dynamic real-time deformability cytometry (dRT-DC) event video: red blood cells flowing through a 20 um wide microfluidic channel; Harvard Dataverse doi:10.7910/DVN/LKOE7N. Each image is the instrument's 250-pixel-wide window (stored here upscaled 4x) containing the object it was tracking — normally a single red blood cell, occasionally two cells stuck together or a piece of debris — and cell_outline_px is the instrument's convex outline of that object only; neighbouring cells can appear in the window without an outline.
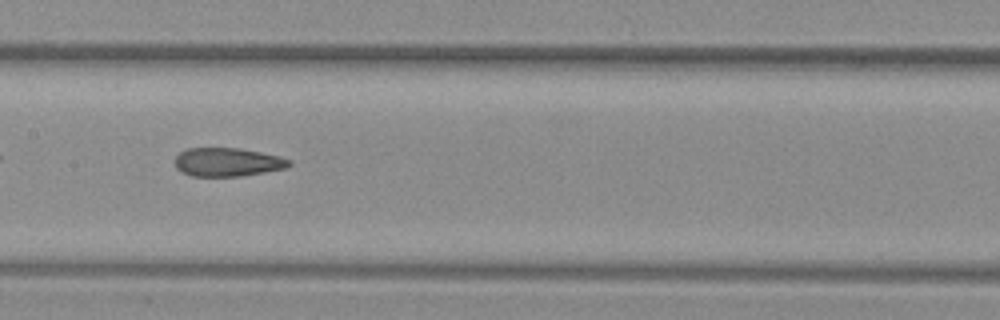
{"species": "common noctule bat (a hibernating species)", "species_latin": "Nyctalus noctula", "temperature_condition": "warm", "stored_images_in_passage": 36, "camera_frame_rate_fps": 3000, "um_per_image_px": 0.085, "animal": {"sex": "female", "body_mass_g": 29.2, "forearm_length_mm": 56.3}, "frame": {"image": 1, "passage_image": 11, "time_ms": 3.333, "image_size_px": [1000, 320], "cell_outline_px": [[292, 164], [288, 168], [240, 176], [192, 176], [180, 172], [176, 168], [172, 160], [180, 152], [188, 148], [240, 148], [280, 156], [292, 160]], "centroid_in_image_um": [19.33, 13.78], "position_along_channel_um": 188.1, "area_um2": 19.31}}
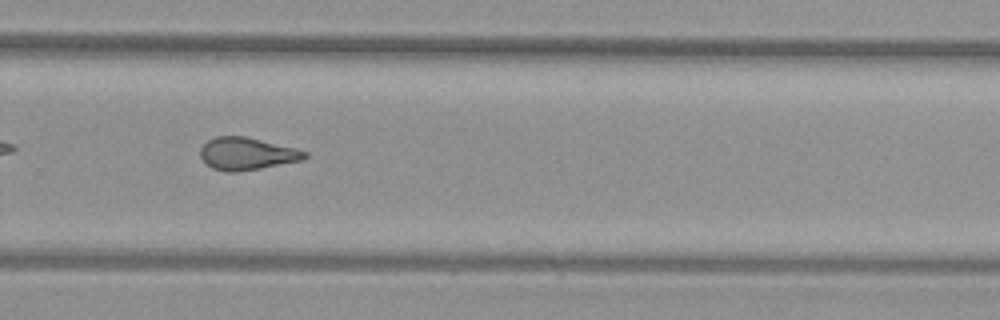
{"frame": {"image": 2, "passage_image": 20, "time_ms": 6.333, "image_size_px": [1000, 320], "cell_outline_px": [[308, 156], [304, 160], [240, 172], [228, 172], [212, 168], [200, 156], [200, 148], [208, 140], [216, 136], [244, 136], [296, 148], [308, 152]], "centroid_in_image_um": [21.01, 13.07], "position_along_channel_um": 308.8, "area_um2": 19.77}}